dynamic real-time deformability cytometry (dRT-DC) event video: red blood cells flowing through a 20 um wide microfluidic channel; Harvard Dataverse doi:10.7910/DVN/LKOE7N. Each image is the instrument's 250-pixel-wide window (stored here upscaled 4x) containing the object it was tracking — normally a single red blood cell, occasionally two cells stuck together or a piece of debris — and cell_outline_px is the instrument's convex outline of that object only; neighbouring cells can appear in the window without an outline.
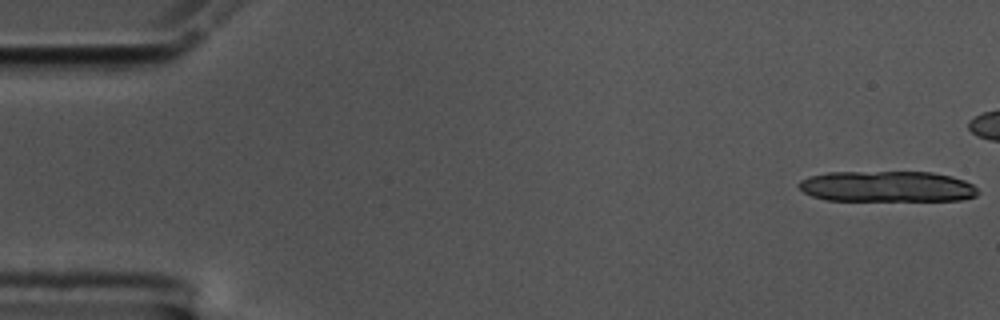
{"species": "common noctule bat (a hibernating species)", "species_latin": "Nyctalus noctula", "temperature_condition": "cold", "stored_images_in_passage": 14, "camera_frame_rate_fps": 3000, "um_per_image_px": 0.085, "animal": {"sex": "male", "body_mass_g": 17.5, "forearm_length_mm": 52.3}, "frame": {"image": 1, "passage_image": 1, "time_ms": 0.0, "image_size_px": [1000, 320], "cell_outline_px": [[980, 192], [976, 196], [960, 200], [824, 200], [812, 196], [804, 192], [796, 184], [800, 180], [808, 176], [828, 172], [932, 172], [952, 176], [964, 180], [972, 184]], "centroid_in_image_um": [75.38, 15.85], "position_along_channel_um": 9.6, "area_um2": 32.37}}